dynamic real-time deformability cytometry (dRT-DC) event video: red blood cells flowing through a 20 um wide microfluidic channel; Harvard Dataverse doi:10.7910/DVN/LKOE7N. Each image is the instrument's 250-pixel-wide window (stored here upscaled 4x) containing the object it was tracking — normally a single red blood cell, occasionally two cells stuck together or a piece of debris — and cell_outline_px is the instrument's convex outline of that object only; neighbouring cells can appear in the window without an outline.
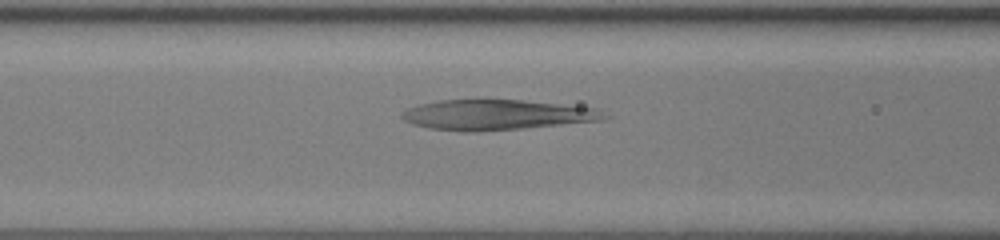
{"species": "human", "species_latin": "Homo sapiens", "temperature_condition": "room temperature", "stored_images_in_passage": 43, "camera_frame_rate_fps": 3000, "um_per_image_px": 0.085, "donor": {"sex": "female"}, "frame": {"image": 1, "passage_image": 15, "time_ms": 4.667, "image_size_px": [1000, 240], "cell_outline_px": [[612, 116], [604, 120], [524, 128], [476, 132], [464, 132], [428, 128], [412, 124], [404, 120], [400, 116], [400, 112], [408, 108], [420, 104], [440, 100], [476, 96], [484, 96], [524, 100], [600, 108]], "centroid_in_image_um": [42.22, 9.71], "position_along_channel_um": 124.4, "area_um2": 37.4}}
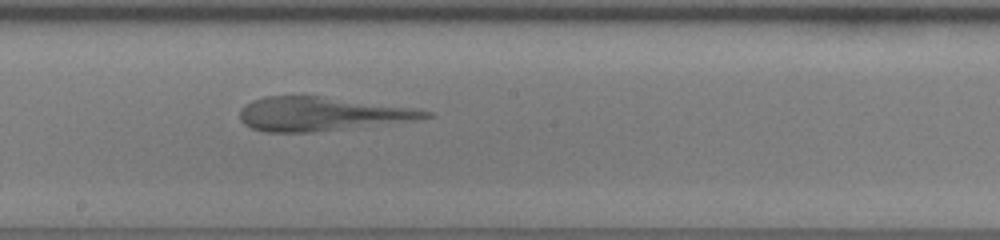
{"frame": {"image": 2, "passage_image": 22, "time_ms": 7.0, "image_size_px": [1000, 240], "cell_outline_px": [[436, 116], [420, 120], [312, 132], [264, 132], [252, 128], [244, 124], [240, 120], [240, 108], [244, 104], [252, 100], [268, 96], [320, 96], [416, 108], [432, 112]], "centroid_in_image_um": [27.36, 9.69], "position_along_channel_um": 220.8, "area_um2": 36.7}}
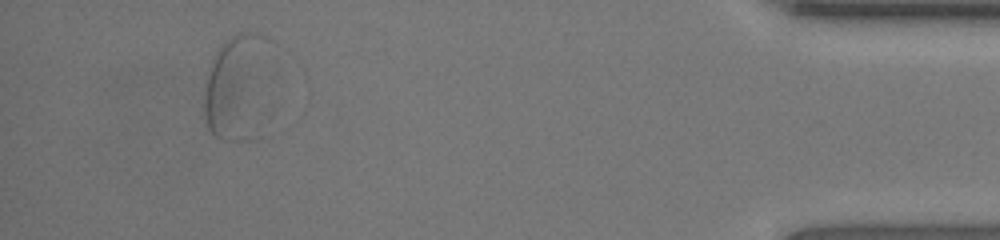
{"frame": {"image": 3, "passage_image": 40, "time_ms": 13.0, "image_size_px": [1000, 240], "cell_outline_px": [[268, 40], [252, 140], [220, 140], [208, 128], [204, 116], [204, 92], [212, 56], [232, 36], [244, 32], [248, 32], [264, 36]], "centroid_in_image_um": [19.98, 7.38], "position_along_channel_um": 415.2, "area_um2": 38.09}}